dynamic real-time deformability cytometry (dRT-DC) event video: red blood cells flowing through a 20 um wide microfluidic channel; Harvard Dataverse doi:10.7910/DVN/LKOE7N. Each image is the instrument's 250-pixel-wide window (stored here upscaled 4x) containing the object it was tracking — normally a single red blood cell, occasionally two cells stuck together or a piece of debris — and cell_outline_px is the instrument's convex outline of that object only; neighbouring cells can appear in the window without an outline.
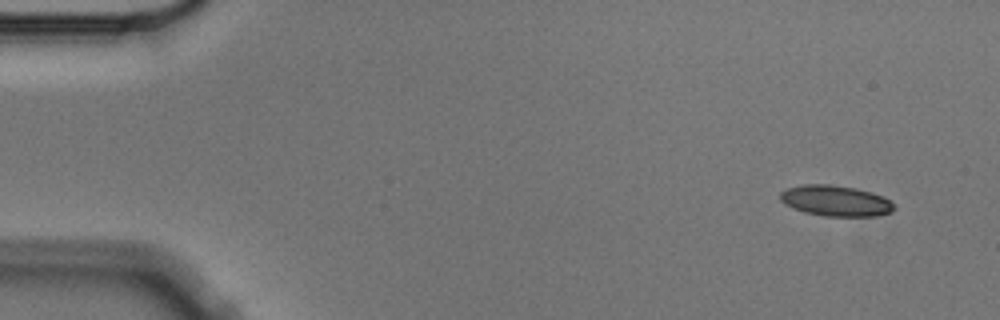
{"species": "Egyptian fruit bat (a non-hibernating species)", "species_latin": "Rousettus aegyptiacus", "temperature_condition": "cold", "stored_images_in_passage": 7, "camera_frame_rate_fps": 3000, "um_per_image_px": 0.085, "animal": {"sex": "male"}, "frame": {"image": 1, "passage_image": 1, "time_ms": 0.0, "image_size_px": [1000, 320], "cell_outline_px": [[896, 208], [892, 212], [876, 216], [824, 216], [804, 212], [792, 208], [784, 204], [780, 200], [780, 192], [788, 188], [804, 184], [828, 184], [856, 188], [872, 192], [884, 196], [892, 200], [896, 204]], "centroid_in_image_um": [71.07, 17.07], "position_along_channel_um": 13.9, "area_um2": 20.75}}
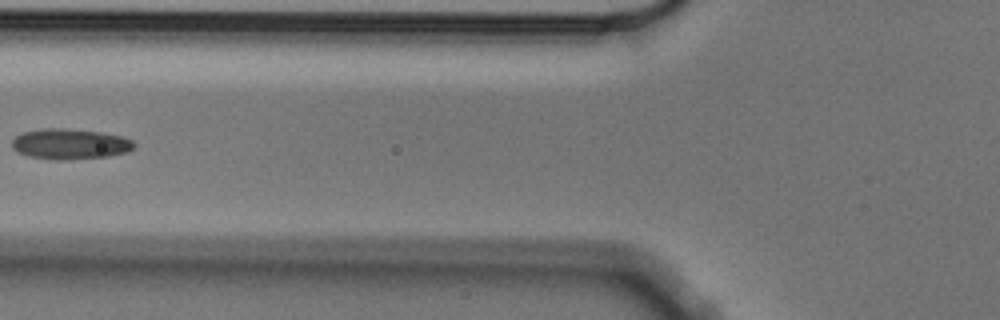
{"frame": {"image": 2, "passage_image": 6, "time_ms": 1.667, "image_size_px": [1000, 320], "cell_outline_px": [[136, 144], [128, 152], [108, 156], [68, 160], [56, 160], [28, 156], [16, 152], [12, 148], [12, 140], [16, 136], [24, 132], [44, 128], [64, 128], [100, 132], [120, 136], [132, 140]], "centroid_in_image_um": [5.93, 12.25], "position_along_channel_um": 119.9, "area_um2": 21.73}}
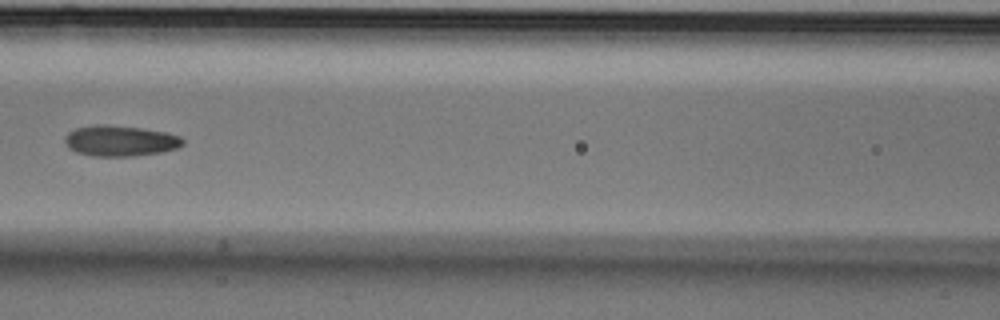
{"frame": {"image": 3, "passage_image": 7, "time_ms": 2.0, "image_size_px": [1000, 320], "cell_outline_px": [[184, 144], [176, 148], [160, 152], [136, 156], [92, 156], [76, 152], [68, 148], [64, 140], [64, 136], [68, 132], [76, 128], [96, 124], [104, 124], [140, 128], [164, 132], [180, 136], [184, 140]], "centroid_in_image_um": [10.18, 11.97], "position_along_channel_um": 156.4, "area_um2": 21.15}}